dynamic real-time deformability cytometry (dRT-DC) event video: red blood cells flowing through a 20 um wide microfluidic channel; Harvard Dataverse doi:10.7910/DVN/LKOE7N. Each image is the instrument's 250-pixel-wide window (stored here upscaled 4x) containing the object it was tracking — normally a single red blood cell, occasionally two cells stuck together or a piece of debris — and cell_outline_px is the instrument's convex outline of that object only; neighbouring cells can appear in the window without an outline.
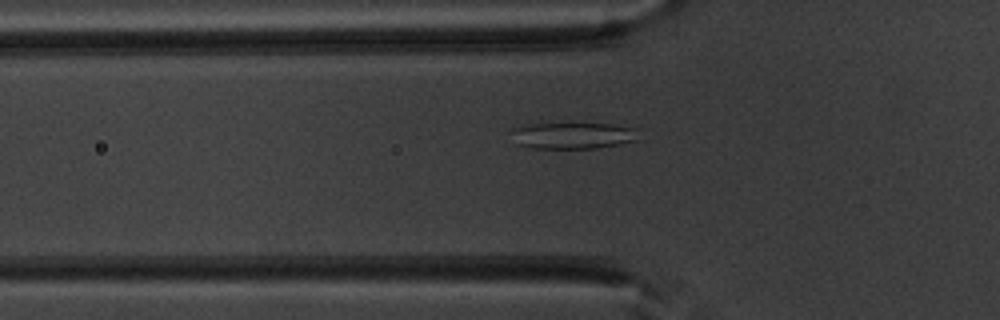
{"species": "common noctule bat (a hibernating species)", "species_latin": "Nyctalus noctula", "temperature_condition": "warm", "stored_images_in_passage": 52, "camera_frame_rate_fps": 3000, "um_per_image_px": 0.085, "animal": {"sex": "male", "body_mass_g": 20.1, "forearm_length_mm": 53.5}, "frame": {"image": 1, "passage_image": 18, "time_ms": 5.667, "image_size_px": [1000, 320], "cell_outline_px": [[640, 140], [620, 144], [596, 148], [532, 148], [516, 144], [508, 132], [512, 128], [520, 124], [608, 124], [640, 128]], "centroid_in_image_um": [48.7, 11.52], "position_along_channel_um": 77.1, "area_um2": 20.11}}
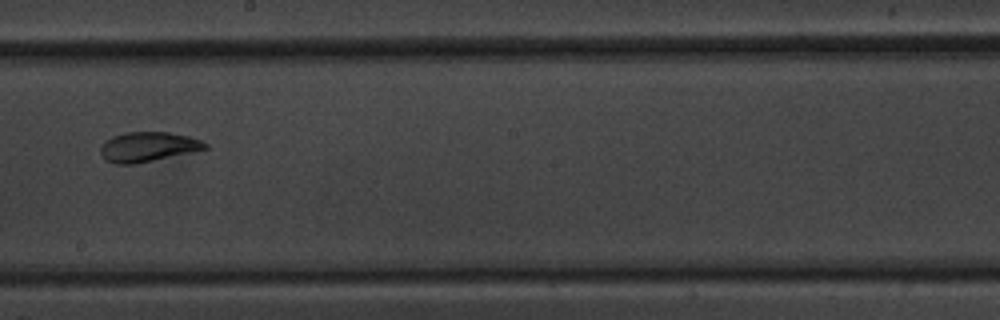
{"frame": {"image": 2, "passage_image": 30, "time_ms": 9.667, "image_size_px": [1000, 320], "cell_outline_px": [[208, 148], [192, 152], [136, 164], [116, 164], [104, 160], [100, 152], [100, 148], [112, 136], [128, 132], [168, 132], [188, 136], [200, 140], [208, 144]], "centroid_in_image_um": [12.58, 12.49], "position_along_channel_um": 235.6, "area_um2": 18.03}}
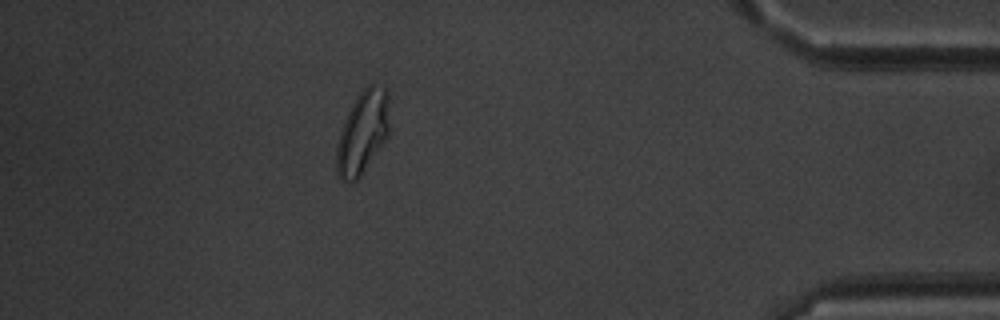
{"frame": {"image": 3, "passage_image": 46, "time_ms": 15.0, "image_size_px": [1000, 320], "cell_outline_px": [[388, 136], [360, 176], [356, 180], [340, 180], [336, 172], [336, 144], [344, 120], [356, 96], [368, 84], [372, 84], [384, 88], [388, 92]], "centroid_in_image_um": [30.8, 11.25], "position_along_channel_um": 404.4, "area_um2": 25.32}, "authors_computed_cell_mechanics": {"area_um2": 22.3686, "velocity_mm_per_s": 3.9463, "shape_relaxation_time_tau1_ms": 3.5949, "shape_relaxation_time_tau2_ms": 1.1904, "deformation_change_tau1": 0.145, "deformation_change_tau2": 0.0609}}